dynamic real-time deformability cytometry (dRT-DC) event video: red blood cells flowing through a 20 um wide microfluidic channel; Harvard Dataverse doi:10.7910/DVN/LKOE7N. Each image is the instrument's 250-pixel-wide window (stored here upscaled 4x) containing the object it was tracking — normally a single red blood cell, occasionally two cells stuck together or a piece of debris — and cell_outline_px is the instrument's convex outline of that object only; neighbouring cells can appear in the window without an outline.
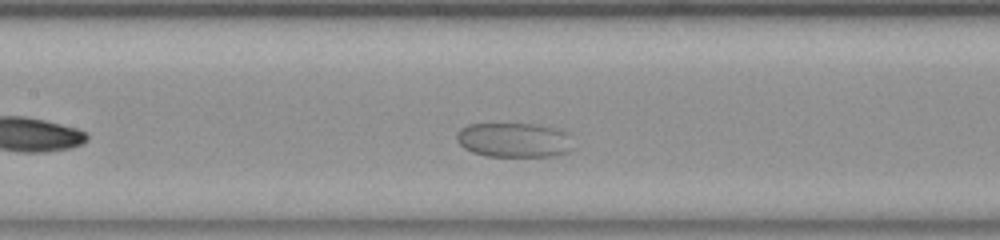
{"species": "common noctule bat (a hibernating species)", "species_latin": "Nyctalus noctula", "temperature_condition": "room temperature", "stored_images_in_passage": 43, "camera_frame_rate_fps": 3000, "um_per_image_px": 0.085, "animal": {"sex": "female", "body_mass_g": 23.0, "forearm_length_mm": 53.4}, "frame": {"image": 1, "passage_image": 12, "time_ms": 3.667, "image_size_px": [1000, 240], "cell_outline_px": [[572, 148], [568, 152], [552, 156], [488, 156], [472, 152], [464, 148], [456, 140], [456, 132], [460, 128], [468, 124], [532, 124], [552, 128], [564, 132]], "centroid_in_image_um": [43.6, 11.91], "position_along_channel_um": 163.8, "area_um2": 23.12}}
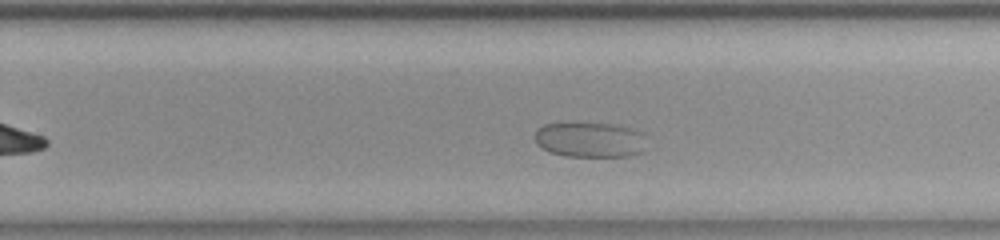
{"frame": {"image": 2, "passage_image": 22, "time_ms": 7.0, "image_size_px": [1000, 240], "cell_outline_px": [[644, 152], [628, 156], [564, 156], [552, 152], [536, 144], [536, 132], [544, 124], [612, 124], [628, 128], [640, 132]], "centroid_in_image_um": [50.12, 11.9], "position_along_channel_um": 279.7, "area_um2": 22.14}}
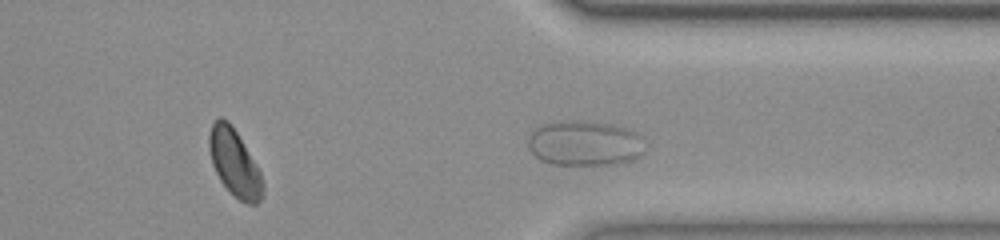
{"frame": {"image": 3, "passage_image": 29, "time_ms": 9.333, "image_size_px": [1000, 240], "cell_outline_px": [[644, 152], [640, 156], [632, 160], [616, 164], [552, 164], [540, 160], [532, 152], [528, 144], [528, 136], [536, 128], [544, 124], [560, 120], [588, 120], [608, 124], [624, 128], [636, 132], [640, 136]], "centroid_in_image_um": [49.68, 12.17], "position_along_channel_um": 361.7, "area_um2": 30.69}}